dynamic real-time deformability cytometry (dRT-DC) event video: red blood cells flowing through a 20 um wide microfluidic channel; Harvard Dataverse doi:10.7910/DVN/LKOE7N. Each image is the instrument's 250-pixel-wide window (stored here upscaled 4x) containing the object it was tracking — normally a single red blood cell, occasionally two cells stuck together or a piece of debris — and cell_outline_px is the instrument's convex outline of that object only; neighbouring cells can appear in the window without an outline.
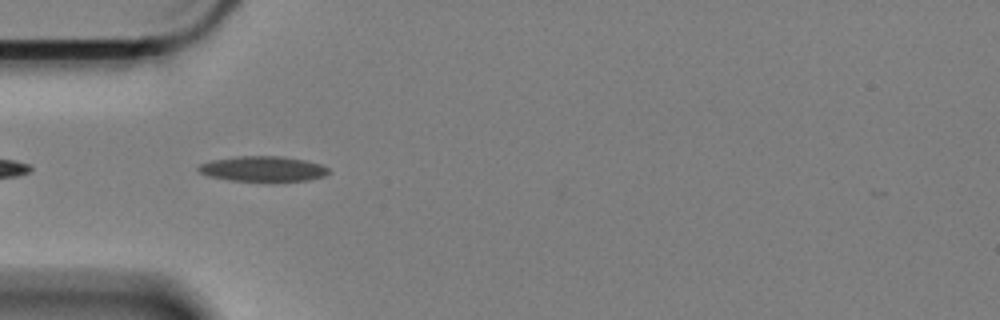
{"species": "Egyptian fruit bat (a non-hibernating species)", "species_latin": "Rousettus aegyptiacus", "temperature_condition": "cold", "stored_images_in_passage": 15, "camera_frame_rate_fps": 3000, "um_per_image_px": 0.085, "animal": {"sex": "female"}, "frame": {"image": 1, "passage_image": 3, "time_ms": 0.667, "image_size_px": [1000, 320], "cell_outline_px": [[332, 172], [324, 176], [308, 180], [228, 180], [208, 176], [200, 172], [196, 168], [200, 164], [212, 160], [240, 156], [280, 156], [304, 160], [320, 164], [328, 168]], "centroid_in_image_um": [22.35, 14.34], "position_along_channel_um": 62.7, "area_um2": 18.84}}
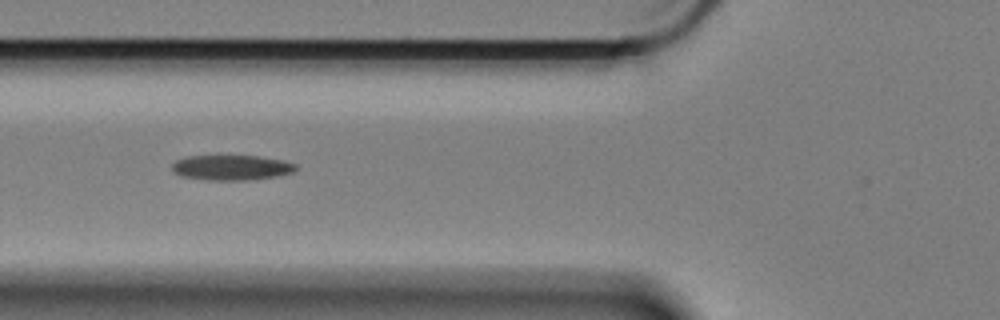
{"frame": {"image": 2, "passage_image": 7, "time_ms": 2.0, "image_size_px": [1000, 320], "cell_outline_px": [[296, 168], [292, 172], [276, 176], [248, 180], [208, 180], [180, 176], [172, 172], [172, 164], [176, 160], [188, 156], [216, 152], [256, 156], [280, 160], [296, 164]], "centroid_in_image_um": [19.56, 14.19], "position_along_channel_um": 106.2, "area_um2": 18.96}}
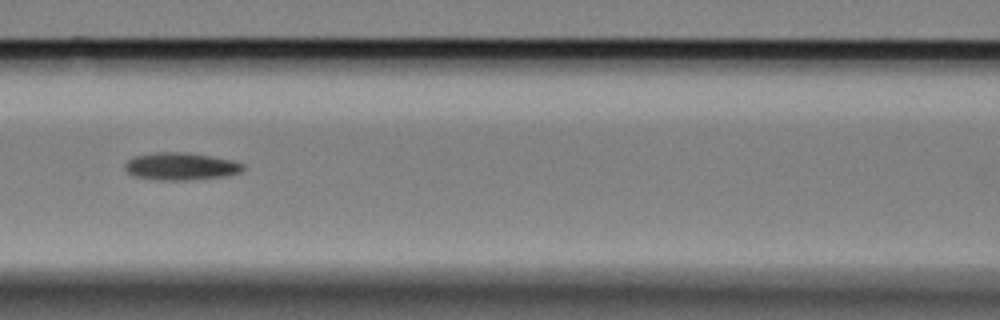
{"frame": {"image": 3, "passage_image": 11, "time_ms": 3.333, "image_size_px": [1000, 320], "cell_outline_px": [[244, 168], [240, 172], [228, 176], [188, 180], [156, 180], [136, 176], [128, 172], [124, 168], [124, 164], [128, 160], [136, 156], [156, 152], [184, 152], [232, 160], [244, 164]], "centroid_in_image_um": [15.37, 14.15], "position_along_channel_um": 151.2, "area_um2": 18.79}}